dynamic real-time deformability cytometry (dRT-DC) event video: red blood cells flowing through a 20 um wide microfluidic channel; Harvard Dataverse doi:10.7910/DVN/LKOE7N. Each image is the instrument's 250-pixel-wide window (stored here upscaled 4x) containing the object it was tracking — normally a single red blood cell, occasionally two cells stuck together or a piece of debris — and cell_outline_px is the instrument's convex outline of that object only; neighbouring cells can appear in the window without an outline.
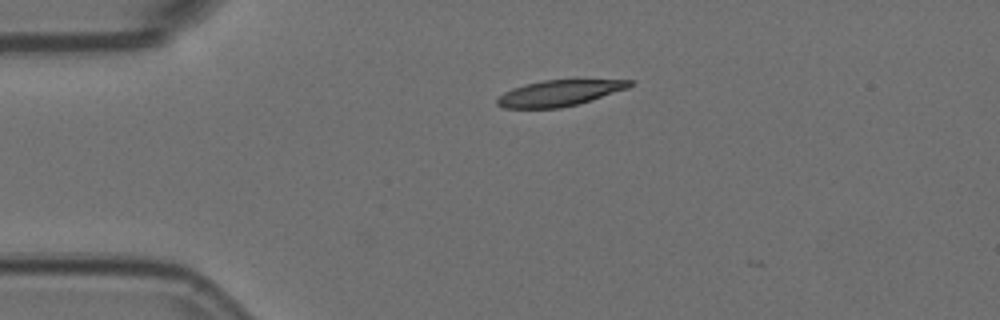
{"species": "Egyptian fruit bat (a non-hibernating species)", "species_latin": "Rousettus aegyptiacus", "temperature_condition": "room temperature", "stored_images_in_passage": 2, "camera_frame_rate_fps": 3000, "um_per_image_px": 0.085, "animal": {"sex": "female"}, "frame": {"image": 1, "passage_image": 1, "time_ms": 0.0, "image_size_px": [1000, 320], "cell_outline_px": [[636, 84], [628, 88], [592, 100], [560, 108], [504, 108], [496, 104], [496, 100], [504, 92], [512, 88], [524, 84], [544, 80], [636, 80]], "centroid_in_image_um": [47.56, 7.91], "position_along_channel_um": 37.4, "area_um2": 20.06}}